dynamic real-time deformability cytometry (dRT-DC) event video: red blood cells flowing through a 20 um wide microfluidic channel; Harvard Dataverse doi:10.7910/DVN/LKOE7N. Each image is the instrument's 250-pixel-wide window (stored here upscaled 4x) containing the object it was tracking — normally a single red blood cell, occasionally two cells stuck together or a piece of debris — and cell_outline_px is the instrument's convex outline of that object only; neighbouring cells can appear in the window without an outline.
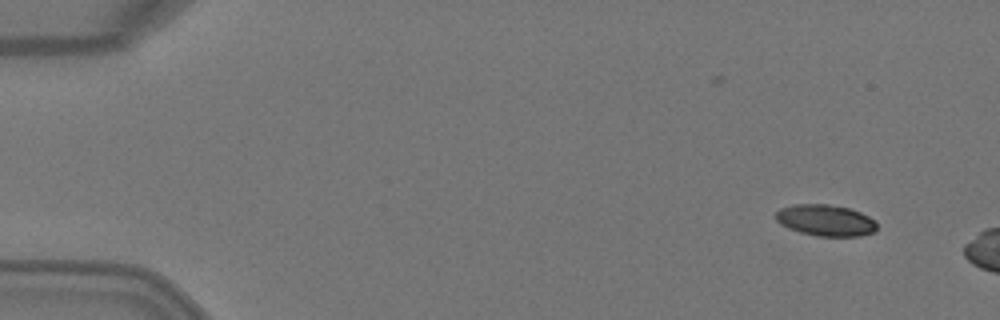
{"species": "Egyptian fruit bat (a non-hibernating species)", "species_latin": "Rousettus aegyptiacus", "temperature_condition": "warm", "stored_images_in_passage": 3, "camera_frame_rate_fps": 3000, "um_per_image_px": 0.085, "animal": {"sex": "female"}, "frame": {"image": 1, "passage_image": 1, "time_ms": 0.0, "image_size_px": [1000, 320], "cell_outline_px": [[876, 232], [860, 236], [820, 236], [800, 232], [788, 228], [780, 224], [776, 220], [776, 212], [780, 208], [792, 204], [828, 204], [848, 208], [860, 212], [876, 220]], "centroid_in_image_um": [70.18, 18.72], "position_along_channel_um": 14.8, "area_um2": 18.55}}